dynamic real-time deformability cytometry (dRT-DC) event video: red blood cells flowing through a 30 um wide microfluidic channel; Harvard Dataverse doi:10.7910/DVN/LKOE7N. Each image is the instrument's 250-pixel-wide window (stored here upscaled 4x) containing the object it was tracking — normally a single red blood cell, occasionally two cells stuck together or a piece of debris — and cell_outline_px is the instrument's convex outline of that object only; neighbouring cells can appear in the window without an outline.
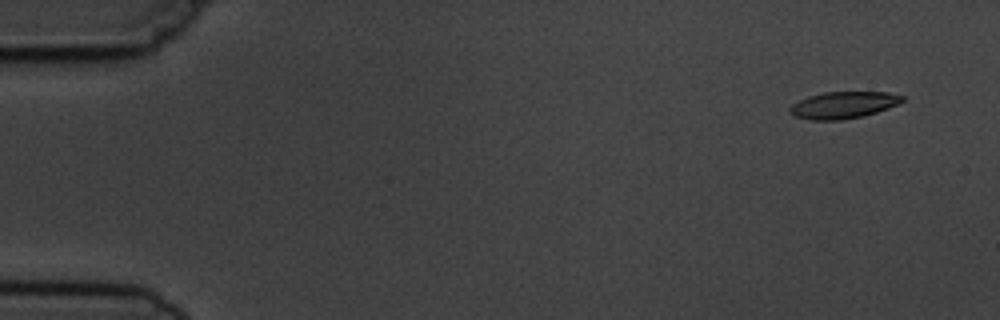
{"species": "common noctule bat (a hibernating species)", "species_latin": "Nyctalus noctula", "temperature_condition": "cold", "stored_images_in_passage": 5, "camera_frame_rate_fps": 3000, "um_per_image_px": 0.085, "animal": {"sex": "male", "body_mass_g": 19.5, "forearm_length_mm": 54.6}, "frame": {"image": 1, "passage_image": 1, "time_ms": 0.0, "image_size_px": [1000, 320], "cell_outline_px": [[904, 100], [900, 104], [864, 116], [840, 120], [808, 120], [796, 116], [788, 112], [788, 108], [792, 104], [808, 96], [824, 92], [888, 92], [904, 96]], "centroid_in_image_um": [71.68, 8.93], "position_along_channel_um": 13.3, "area_um2": 17.69}}
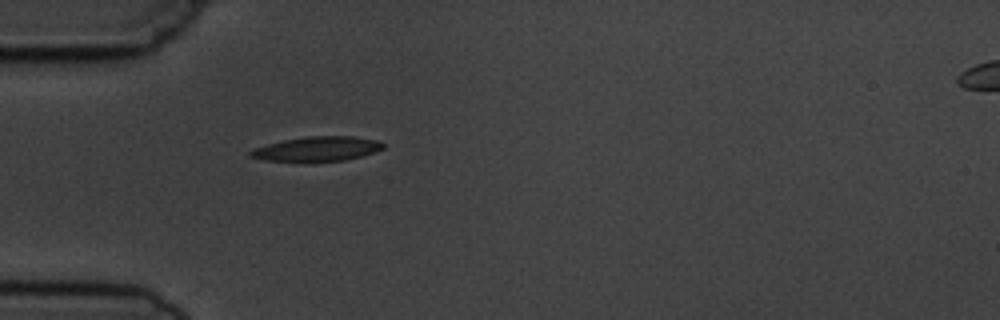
{"frame": {"image": 2, "passage_image": 5, "time_ms": 4.333, "image_size_px": [1000, 320], "cell_outline_px": [[384, 148], [376, 152], [344, 160], [308, 164], [304, 164], [264, 160], [248, 156], [248, 152], [252, 148], [284, 140], [304, 136], [352, 136], [380, 140], [384, 144]], "centroid_in_image_um": [26.91, 12.69], "position_along_channel_um": 58.1, "area_um2": 19.94}}